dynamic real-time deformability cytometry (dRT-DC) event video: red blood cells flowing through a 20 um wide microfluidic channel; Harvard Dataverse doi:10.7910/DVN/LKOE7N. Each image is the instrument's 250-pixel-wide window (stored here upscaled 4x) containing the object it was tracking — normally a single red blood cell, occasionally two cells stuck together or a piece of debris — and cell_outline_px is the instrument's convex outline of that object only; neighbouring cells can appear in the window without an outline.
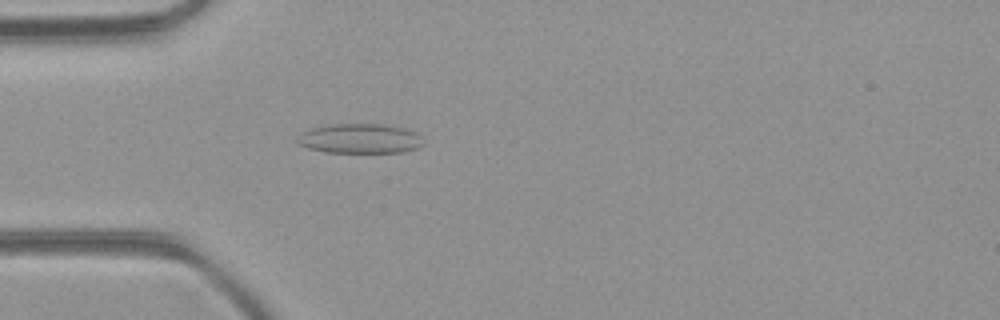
{"species": "common noctule bat (a hibernating species)", "species_latin": "Nyctalus noctula", "temperature_condition": "room temperature", "stored_images_in_passage": 49, "camera_frame_rate_fps": 3000, "um_per_image_px": 0.085, "animal": {"sex": "female", "body_mass_g": 21.9}, "frame": {"image": 1, "passage_image": 15, "time_ms": 4.667, "image_size_px": [1000, 320], "cell_outline_px": [[424, 144], [416, 148], [400, 152], [324, 152], [308, 148], [296, 144], [296, 136], [312, 128], [332, 124], [380, 124], [404, 128], [420, 136]], "centroid_in_image_um": [30.53, 11.78], "position_along_channel_um": 54.5, "area_um2": 21.62}}
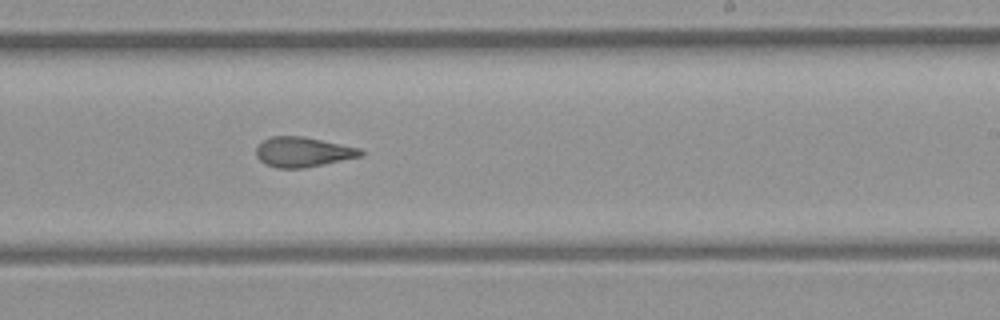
{"frame": {"image": 2, "passage_image": 30, "time_ms": 9.667, "image_size_px": [1000, 320], "cell_outline_px": [[364, 156], [304, 168], [276, 168], [264, 164], [256, 156], [256, 148], [264, 140], [272, 136], [300, 136], [360, 148], [364, 152]], "centroid_in_image_um": [25.75, 12.93], "position_along_channel_um": 263.3, "area_um2": 18.15}}
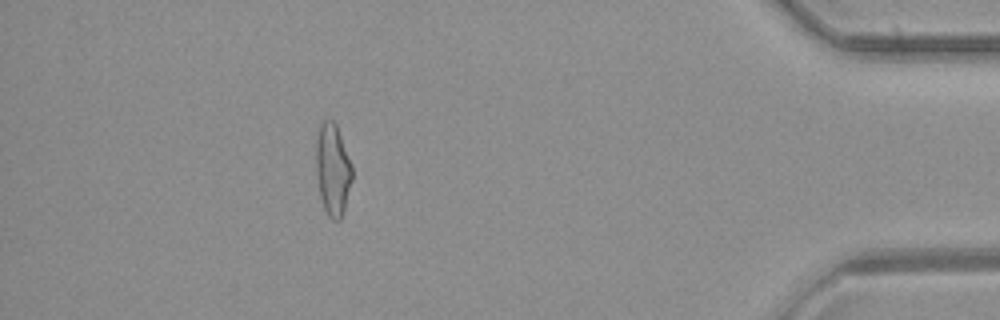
{"frame": {"image": 3, "passage_image": 44, "time_ms": 14.333, "image_size_px": [1000, 320], "cell_outline_px": [[352, 180], [344, 208], [340, 220], [332, 220], [328, 216], [324, 208], [320, 196], [316, 172], [316, 136], [320, 124], [324, 120], [332, 120], [336, 124], [352, 164]], "centroid_in_image_um": [28.27, 14.39], "position_along_channel_um": 406.9, "area_um2": 19.31}, "authors_computed_cell_mechanics": {"area_um2": 19.4786, "velocity_mm_per_s": 4.2981, "shape_relaxation_time_tau1_ms": null, "shape_relaxation_time_tau2_ms": 1.802, "deformation_change_tau1": null, "deformation_change_tau2": 0.1078}}